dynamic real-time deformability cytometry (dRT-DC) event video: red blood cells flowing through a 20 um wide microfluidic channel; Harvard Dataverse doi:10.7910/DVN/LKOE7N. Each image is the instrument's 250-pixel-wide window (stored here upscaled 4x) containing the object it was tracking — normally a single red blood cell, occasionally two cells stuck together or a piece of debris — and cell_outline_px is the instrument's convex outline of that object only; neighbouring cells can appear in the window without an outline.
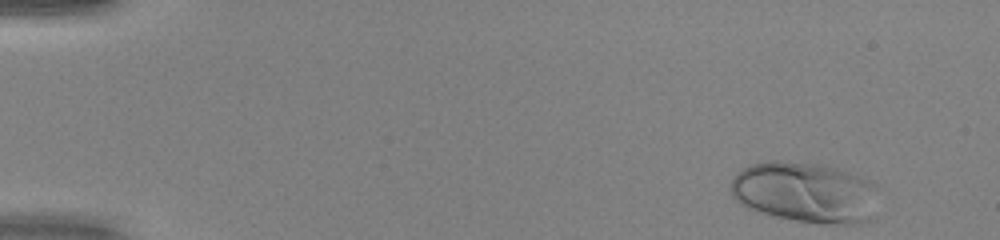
{"species": "human", "species_latin": "Homo sapiens", "temperature_condition": "warm", "stored_images_in_passage": 47, "camera_frame_rate_fps": 3000, "um_per_image_px": 0.085, "donor": {"sex": "female"}, "frame": {"image": 1, "passage_image": 1, "time_ms": 0.0, "image_size_px": [1000, 240], "cell_outline_px": [[876, 220], [852, 224], [824, 224], [796, 220], [776, 216], [740, 204], [736, 200], [732, 192], [732, 180], [744, 168], [752, 164], [772, 160], [780, 160], [820, 164], [836, 168], [848, 172], [868, 180], [876, 184]], "centroid_in_image_um": [68.53, 16.36], "position_along_channel_um": 16.5, "area_um2": 52.31}}
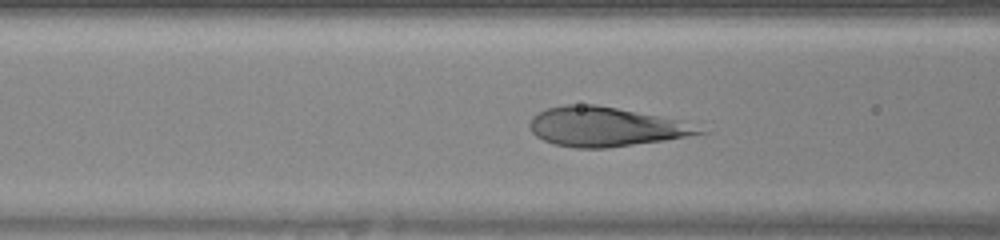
{"frame": {"image": 2, "passage_image": 18, "time_ms": 5.667, "image_size_px": [1000, 240], "cell_outline_px": [[712, 132], [664, 140], [608, 148], [576, 148], [556, 144], [544, 140], [536, 136], [528, 128], [528, 124], [532, 116], [548, 108], [568, 104], [596, 104], [676, 120]], "centroid_in_image_um": [51.4, 10.78], "position_along_channel_um": 115.2, "area_um2": 38.38}}
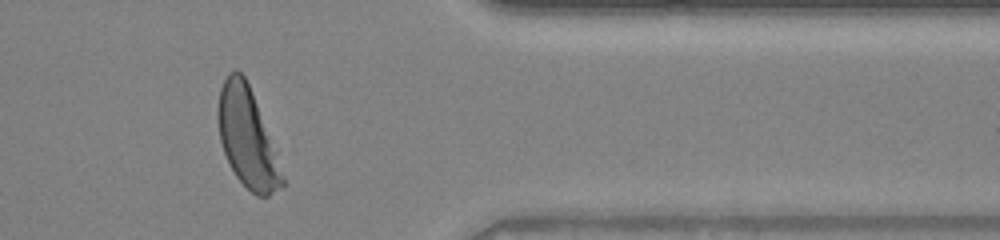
{"frame": {"image": 3, "passage_image": 39, "time_ms": 12.667, "image_size_px": [1000, 240], "cell_outline_px": [[284, 184], [268, 196], [256, 196], [236, 176], [224, 152], [220, 140], [216, 116], [216, 112], [220, 88], [228, 72], [236, 68], [244, 76], [248, 84], [276, 152], [284, 176]], "centroid_in_image_um": [20.98, 11.68], "position_along_channel_um": 390.4, "area_um2": 36.59}}